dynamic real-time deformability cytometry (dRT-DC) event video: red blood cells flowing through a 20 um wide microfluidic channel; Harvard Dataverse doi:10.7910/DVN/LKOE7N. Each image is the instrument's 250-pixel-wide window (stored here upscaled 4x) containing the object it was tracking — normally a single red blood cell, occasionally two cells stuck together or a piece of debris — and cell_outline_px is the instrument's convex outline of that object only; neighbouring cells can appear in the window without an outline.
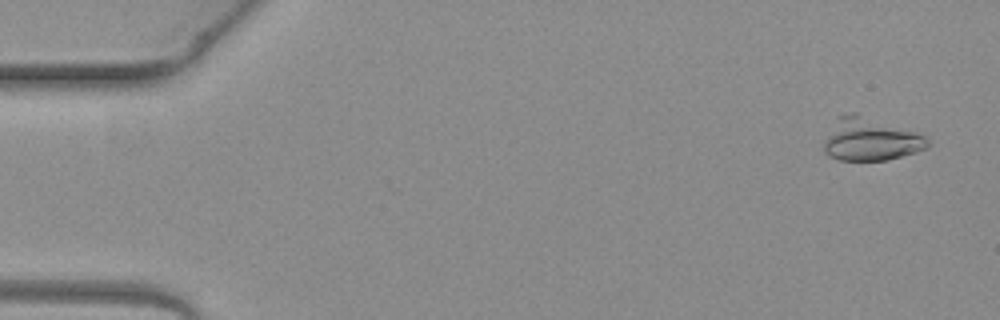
{"species": "common noctule bat (a hibernating species)", "species_latin": "Nyctalus noctula", "temperature_condition": "warm", "stored_images_in_passage": 5, "camera_frame_rate_fps": 3000, "um_per_image_px": 0.085, "animal": {"sex": "female", "body_mass_g": 19.3, "forearm_length_mm": 54.1}, "frame": {"image": 1, "passage_image": 1, "time_ms": 0.0, "image_size_px": [1000, 320], "cell_outline_px": [[928, 148], [916, 152], [888, 160], [840, 160], [828, 156], [824, 152], [824, 140], [836, 116], [852, 112], [856, 112], [916, 132], [924, 136], [928, 140]], "centroid_in_image_um": [73.95, 11.83], "position_along_channel_um": 11.0, "area_um2": 26.07}}
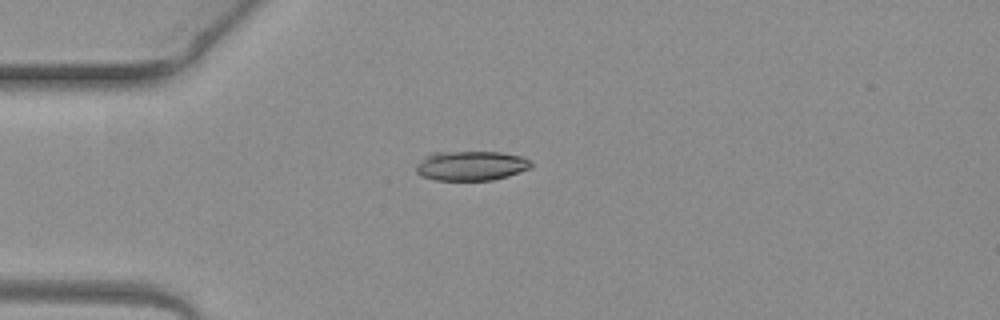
{"frame": {"image": 2, "passage_image": 4, "time_ms": 1.0, "image_size_px": [1000, 320], "cell_outline_px": [[532, 168], [508, 176], [492, 180], [436, 180], [420, 176], [416, 172], [416, 164], [428, 152], [500, 152], [524, 156], [532, 164]], "centroid_in_image_um": [40.02, 14.08], "position_along_channel_um": 45.0, "area_um2": 20.11}}